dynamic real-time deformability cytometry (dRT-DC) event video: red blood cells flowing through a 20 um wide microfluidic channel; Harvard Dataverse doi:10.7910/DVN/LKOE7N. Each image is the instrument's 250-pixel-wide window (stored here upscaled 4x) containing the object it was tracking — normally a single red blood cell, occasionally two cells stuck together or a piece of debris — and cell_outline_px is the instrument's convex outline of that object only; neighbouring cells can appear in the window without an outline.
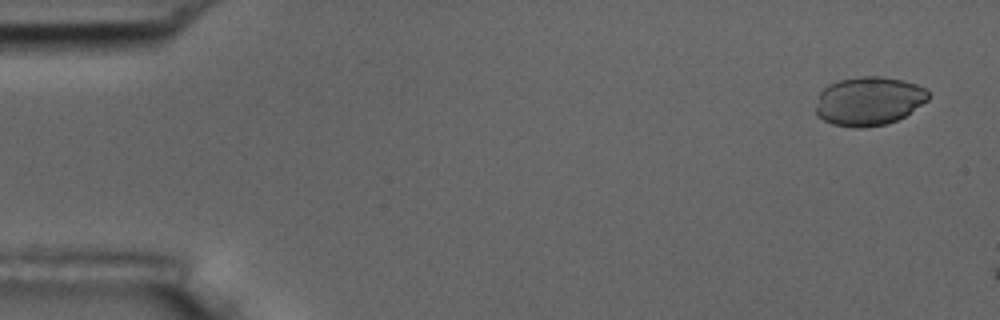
{"species": "common noctule bat (a hibernating species)", "species_latin": "Nyctalus noctula", "temperature_condition": "room temperature", "stored_images_in_passage": 3, "camera_frame_rate_fps": 3000, "um_per_image_px": 0.085, "animal": {"sex": "male", "body_mass_g": 17.5, "forearm_length_mm": 52.3}, "frame": {"image": 1, "passage_image": 1, "time_ms": 0.0, "image_size_px": [1000, 320], "cell_outline_px": [[928, 100], [904, 116], [888, 124], [864, 128], [856, 128], [832, 124], [816, 116], [816, 104], [820, 92], [828, 84], [840, 80], [860, 76], [880, 76], [904, 80], [916, 84], [924, 88], [928, 92]], "centroid_in_image_um": [73.83, 8.59], "position_along_channel_um": 11.2, "area_um2": 32.08}}